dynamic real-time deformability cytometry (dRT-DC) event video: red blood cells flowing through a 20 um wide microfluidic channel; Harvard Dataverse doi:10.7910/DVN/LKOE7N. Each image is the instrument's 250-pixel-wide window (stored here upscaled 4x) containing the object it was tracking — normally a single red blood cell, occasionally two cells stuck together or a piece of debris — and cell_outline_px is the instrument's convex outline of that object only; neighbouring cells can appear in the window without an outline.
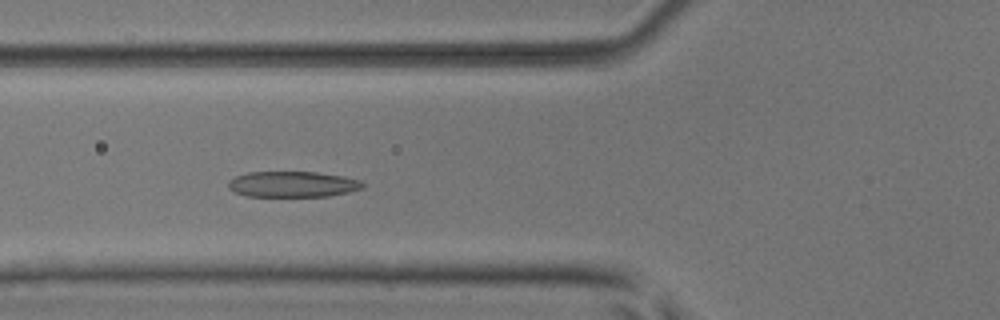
{"species": "common noctule bat (a hibernating species)", "species_latin": "Nyctalus noctula", "temperature_condition": "room temperature", "stored_images_in_passage": 49, "camera_frame_rate_fps": 3000, "um_per_image_px": 0.085, "animal": {"sex": "male", "body_mass_g": 17.9, "forearm_length_mm": 54.2}, "frame": {"image": 1, "passage_image": 18, "time_ms": 5.667, "image_size_px": [1000, 320], "cell_outline_px": [[364, 188], [348, 192], [328, 196], [244, 196], [228, 188], [228, 180], [236, 176], [248, 172], [316, 172], [344, 176], [360, 180], [364, 184]], "centroid_in_image_um": [24.87, 15.66], "position_along_channel_um": 100.9, "area_um2": 20.23}}
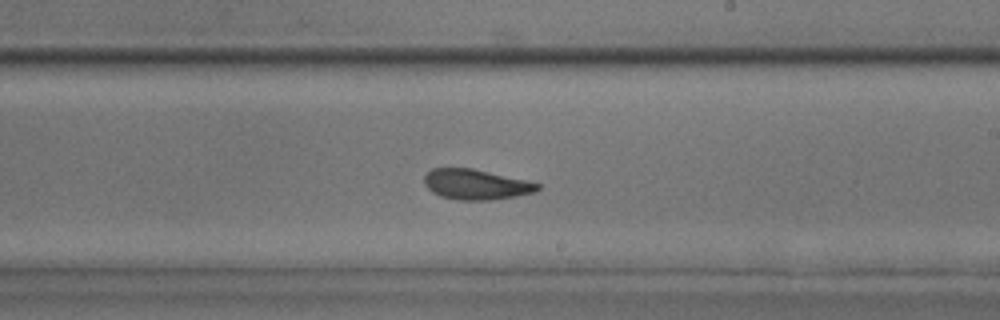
{"frame": {"image": 2, "passage_image": 29, "time_ms": 9.333, "image_size_px": [1000, 320], "cell_outline_px": [[540, 188], [536, 192], [516, 196], [492, 200], [456, 200], [440, 196], [432, 192], [424, 184], [424, 176], [432, 168], [472, 168], [528, 180], [540, 184]], "centroid_in_image_um": [40.47, 15.68], "position_along_channel_um": 248.5, "area_um2": 20.17}}
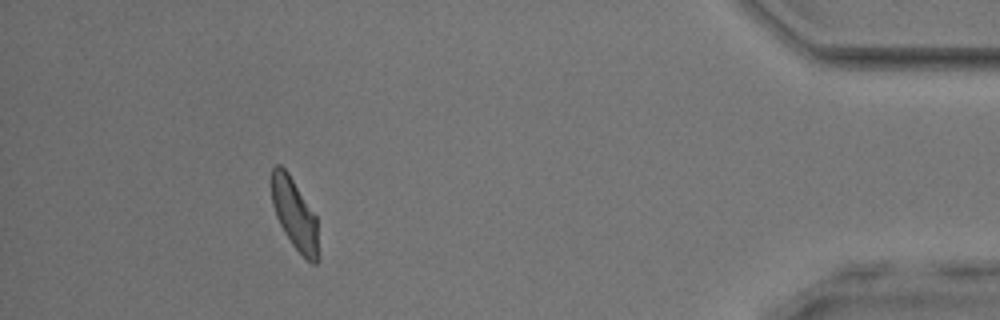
{"frame": {"image": 3, "passage_image": 45, "time_ms": 14.667, "image_size_px": [1000, 320], "cell_outline_px": [[316, 264], [312, 264], [292, 244], [284, 232], [276, 216], [272, 204], [272, 168], [276, 164], [280, 164], [288, 172], [316, 216]], "centroid_in_image_um": [24.99, 18.13], "position_along_channel_um": 410.2, "area_um2": 18.61}, "authors_computed_cell_mechanics": {"area_um2": 20.6924, "velocity_mm_per_s": 4.0391, "shape_relaxation_time_tau1_ms": 2.4715, "shape_relaxation_time_tau2_ms": 2.1616, "deformation_change_tau1": 0.1299, "deformation_change_tau2": 0.095}}